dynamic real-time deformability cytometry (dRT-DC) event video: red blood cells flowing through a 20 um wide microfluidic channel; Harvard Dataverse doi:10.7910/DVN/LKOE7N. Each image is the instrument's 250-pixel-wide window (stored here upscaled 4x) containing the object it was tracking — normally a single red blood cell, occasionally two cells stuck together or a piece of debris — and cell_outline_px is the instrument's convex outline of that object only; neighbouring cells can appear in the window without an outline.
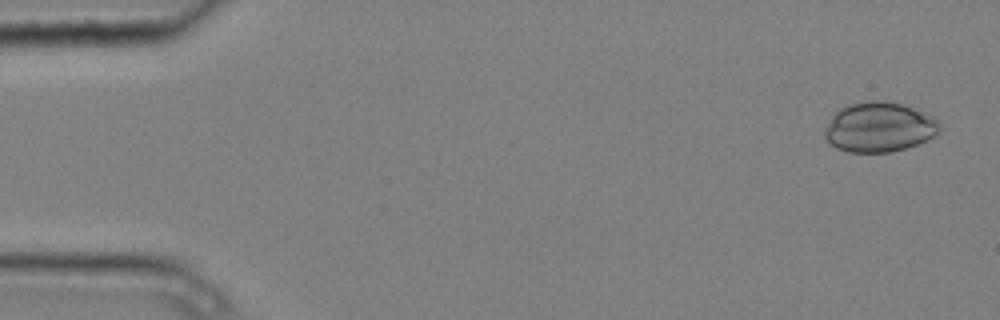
{"species": "common noctule bat (a hibernating species)", "species_latin": "Nyctalus noctula", "temperature_condition": "cold", "stored_images_in_passage": 8, "camera_frame_rate_fps": 3000, "um_per_image_px": 0.085, "animal": {"sex": "male", "body_mass_g": 20.4}, "frame": {"image": 1, "passage_image": 1, "time_ms": 0.0, "image_size_px": [1000, 320], "cell_outline_px": [[940, 132], [928, 140], [892, 152], [848, 152], [836, 148], [828, 144], [824, 136], [824, 128], [832, 116], [840, 108], [848, 104], [864, 100], [884, 100], [900, 104], [912, 108], [932, 116], [940, 124]], "centroid_in_image_um": [74.69, 10.81], "position_along_channel_um": 10.3, "area_um2": 33.58}}
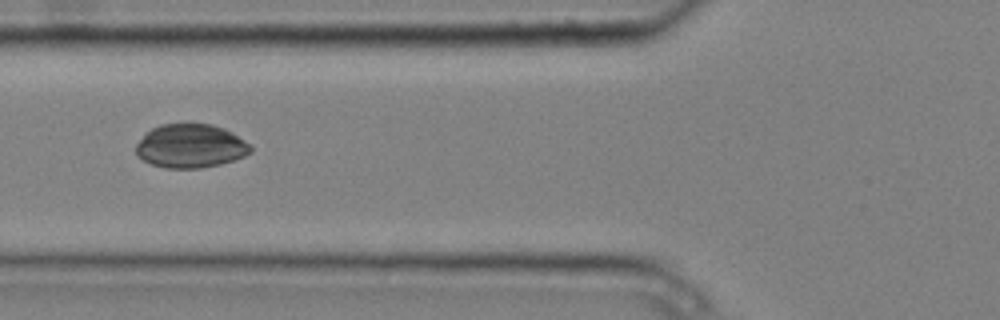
{"frame": {"image": 2, "passage_image": 6, "time_ms": 1.667, "image_size_px": [1000, 320], "cell_outline_px": [[252, 152], [244, 156], [220, 164], [200, 168], [164, 168], [152, 164], [144, 160], [136, 152], [136, 144], [152, 128], [160, 124], [212, 124], [224, 128], [232, 132], [252, 144]], "centroid_in_image_um": [16.24, 12.41], "position_along_channel_um": 109.6, "area_um2": 29.13}}
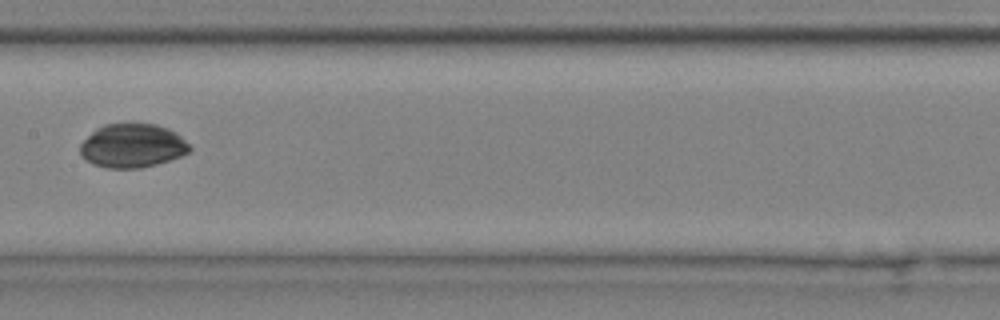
{"frame": {"image": 3, "passage_image": 8, "time_ms": 2.333, "image_size_px": [1000, 320], "cell_outline_px": [[192, 148], [188, 152], [180, 156], [156, 164], [140, 168], [104, 168], [92, 164], [80, 156], [80, 144], [96, 128], [104, 124], [156, 124], [168, 128], [176, 132]], "centroid_in_image_um": [11.22, 12.39], "position_along_channel_um": 196.2, "area_um2": 27.92}}